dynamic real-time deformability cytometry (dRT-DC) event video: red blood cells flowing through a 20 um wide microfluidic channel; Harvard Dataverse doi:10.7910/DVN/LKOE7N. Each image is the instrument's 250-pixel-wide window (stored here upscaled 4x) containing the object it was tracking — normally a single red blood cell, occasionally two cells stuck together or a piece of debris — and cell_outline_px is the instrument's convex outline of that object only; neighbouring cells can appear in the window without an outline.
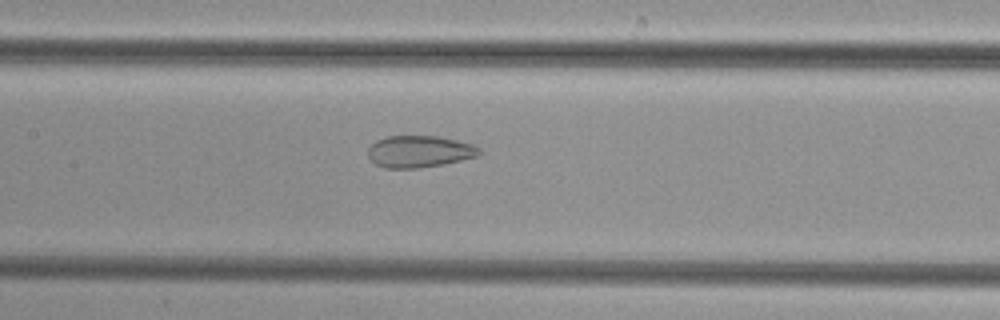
{"species": "common noctule bat (a hibernating species)", "species_latin": "Nyctalus noctula", "temperature_condition": "cold", "stored_images_in_passage": 35, "camera_frame_rate_fps": 3000, "um_per_image_px": 0.085, "animal": {"sex": "female", "body_mass_g": 29.2, "forearm_length_mm": 56.3}, "frame": {"image": 1, "passage_image": 16, "time_ms": 5.0, "image_size_px": [1000, 320], "cell_outline_px": [[480, 152], [476, 156], [460, 160], [440, 164], [416, 168], [384, 168], [376, 164], [368, 156], [368, 148], [376, 140], [388, 136], [436, 136], [456, 140], [472, 144], [480, 148]], "centroid_in_image_um": [35.61, 12.87], "position_along_channel_um": 171.8, "area_um2": 20.35}}
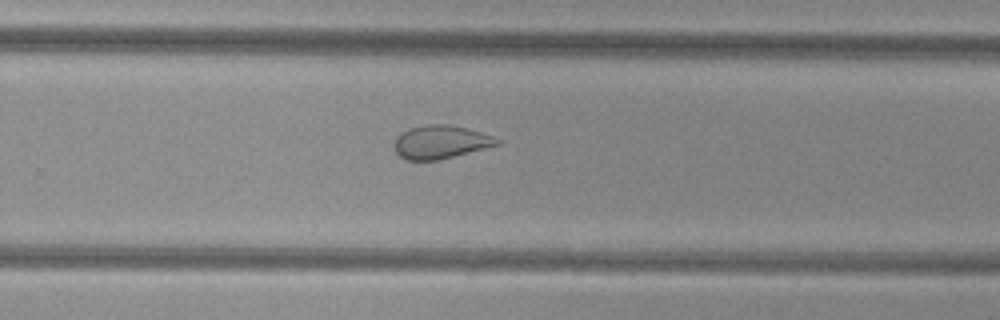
{"frame": {"image": 2, "passage_image": 25, "time_ms": 8.0, "image_size_px": [1000, 320], "cell_outline_px": [[500, 144], [440, 160], [404, 160], [396, 152], [392, 144], [396, 136], [400, 132], [408, 128], [428, 124], [448, 124], [480, 132], [492, 136], [500, 140]], "centroid_in_image_um": [37.38, 12.07], "position_along_channel_um": 292.4, "area_um2": 20.06}}
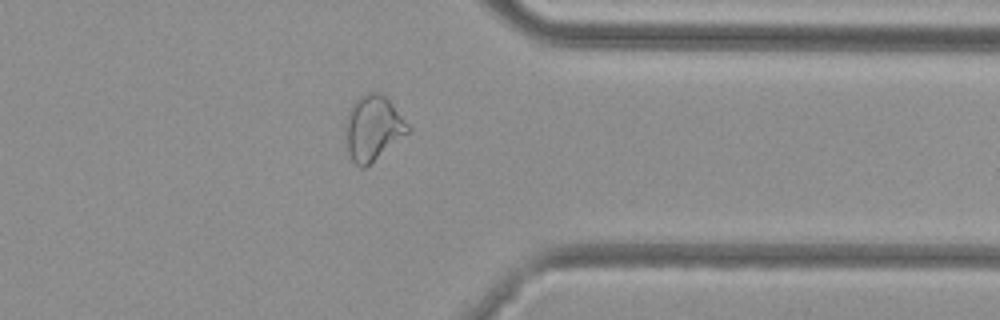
{"frame": {"image": 3, "passage_image": 32, "time_ms": 10.333, "image_size_px": [1000, 320], "cell_outline_px": [[412, 128], [408, 132], [364, 168], [360, 168], [352, 160], [348, 152], [344, 124], [348, 112], [356, 100], [360, 96], [368, 92], [376, 92], [384, 96], [392, 104]], "centroid_in_image_um": [31.68, 10.88], "position_along_channel_um": 379.7, "area_um2": 23.18}}